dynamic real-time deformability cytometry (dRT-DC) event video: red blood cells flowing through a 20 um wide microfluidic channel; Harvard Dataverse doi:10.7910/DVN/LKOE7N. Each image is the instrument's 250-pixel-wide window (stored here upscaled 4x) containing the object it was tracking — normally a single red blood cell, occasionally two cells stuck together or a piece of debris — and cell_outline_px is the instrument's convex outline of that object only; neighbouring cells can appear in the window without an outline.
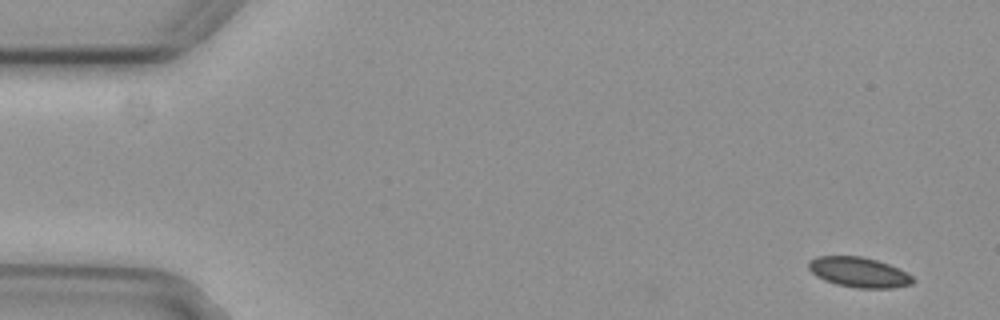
{"species": "common noctule bat (a hibernating species)", "species_latin": "Nyctalus noctula", "temperature_condition": "cold", "stored_images_in_passage": 3, "camera_frame_rate_fps": 3000, "um_per_image_px": 0.085, "animal": {"sex": "female", "body_mass_g": 29.2, "forearm_length_mm": 56.3}, "frame": {"image": 1, "passage_image": 1, "time_ms": 0.0, "image_size_px": [1000, 320], "cell_outline_px": [[916, 280], [912, 284], [892, 288], [856, 288], [836, 284], [824, 280], [816, 276], [808, 268], [808, 260], [816, 256], [860, 256], [876, 260], [888, 264], [912, 276]], "centroid_in_image_um": [72.97, 23.14], "position_along_channel_um": 12.0, "area_um2": 18.26}}